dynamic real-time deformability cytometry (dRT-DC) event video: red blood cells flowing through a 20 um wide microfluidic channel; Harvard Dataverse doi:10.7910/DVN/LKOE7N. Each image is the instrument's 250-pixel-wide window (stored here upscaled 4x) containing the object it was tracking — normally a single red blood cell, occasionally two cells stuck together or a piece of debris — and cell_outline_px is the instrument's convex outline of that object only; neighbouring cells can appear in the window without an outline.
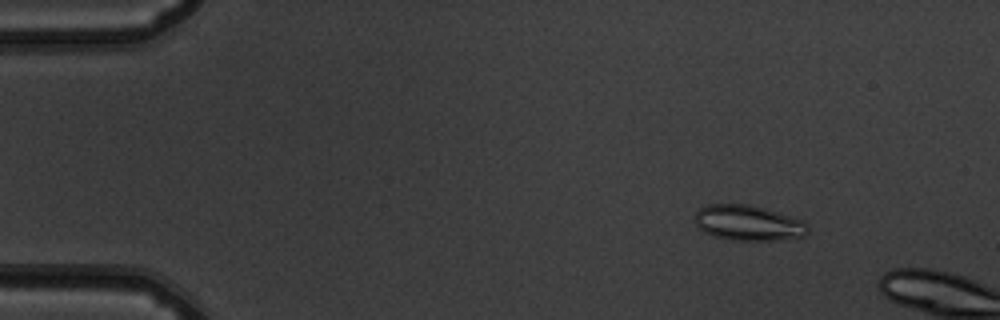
{"species": "common noctule bat (a hibernating species)", "species_latin": "Nyctalus noctula", "temperature_condition": "warm", "stored_images_in_passage": 11, "camera_frame_rate_fps": 3000, "um_per_image_px": 0.085, "animal": {"sex": "male", "body_mass_g": 19.5, "forearm_length_mm": 54.6}, "frame": {"image": 1, "passage_image": 7, "time_ms": 2.0, "image_size_px": [1000, 320], "cell_outline_px": [[808, 232], [804, 236], [776, 240], [728, 240], [712, 236], [704, 232], [696, 224], [696, 212], [700, 208], [708, 204], [748, 204], [764, 208], [804, 220], [808, 224]], "centroid_in_image_um": [63.61, 18.95], "position_along_channel_um": 21.4, "area_um2": 23.35}}